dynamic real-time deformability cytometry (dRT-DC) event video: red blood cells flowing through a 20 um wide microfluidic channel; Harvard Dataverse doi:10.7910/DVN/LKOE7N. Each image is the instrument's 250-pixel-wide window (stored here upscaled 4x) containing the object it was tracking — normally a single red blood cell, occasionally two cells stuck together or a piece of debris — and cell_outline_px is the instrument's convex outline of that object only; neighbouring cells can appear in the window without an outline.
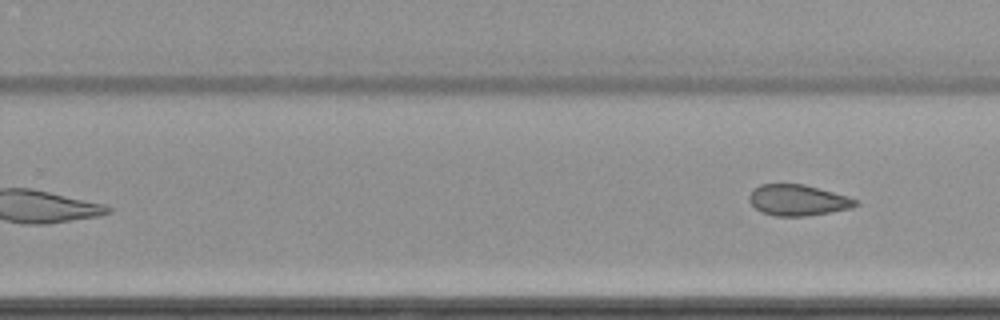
{"species": "common noctule bat (a hibernating species)", "species_latin": "Nyctalus noctula", "temperature_condition": "cold", "stored_images_in_passage": 11, "camera_frame_rate_fps": 3000, "um_per_image_px": 0.085, "animal": {"sex": "female", "body_mass_g": 22.7, "forearm_length_mm": 54.2}, "frame": {"image": 1, "passage_image": 11, "time_ms": 14.667, "image_size_px": [1000, 320], "cell_outline_px": [[860, 204], [852, 208], [804, 216], [776, 216], [760, 212], [748, 200], [748, 196], [752, 188], [760, 184], [804, 184], [848, 196], [860, 200]], "centroid_in_image_um": [67.81, 17.0], "position_along_channel_um": 262.0, "area_um2": 19.36}}